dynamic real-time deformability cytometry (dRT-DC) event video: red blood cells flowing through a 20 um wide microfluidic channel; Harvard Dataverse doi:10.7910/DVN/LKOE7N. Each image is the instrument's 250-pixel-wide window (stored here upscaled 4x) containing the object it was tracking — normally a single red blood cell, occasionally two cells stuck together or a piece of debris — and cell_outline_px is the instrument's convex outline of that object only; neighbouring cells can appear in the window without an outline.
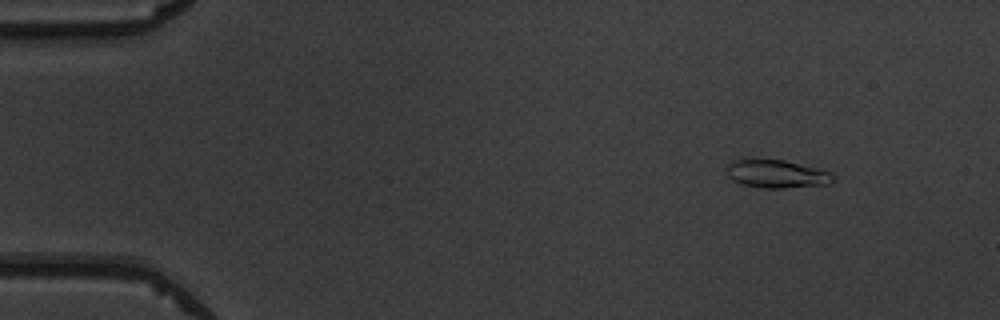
{"species": "common noctule bat (a hibernating species)", "species_latin": "Nyctalus noctula", "temperature_condition": "warm", "stored_images_in_passage": 49, "camera_frame_rate_fps": 3000, "um_per_image_px": 0.085, "animal": {"sex": "male", "body_mass_g": 19.5, "forearm_length_mm": 54.6}, "frame": {"image": 1, "passage_image": 6, "time_ms": 1.667, "image_size_px": [1000, 320], "cell_outline_px": [[836, 176], [828, 184], [784, 188], [764, 188], [740, 184], [732, 180], [728, 176], [728, 164], [732, 160], [748, 156], [784, 160], [820, 168], [832, 172]], "centroid_in_image_um": [65.98, 14.74], "position_along_channel_um": 19.0, "area_um2": 18.15}}
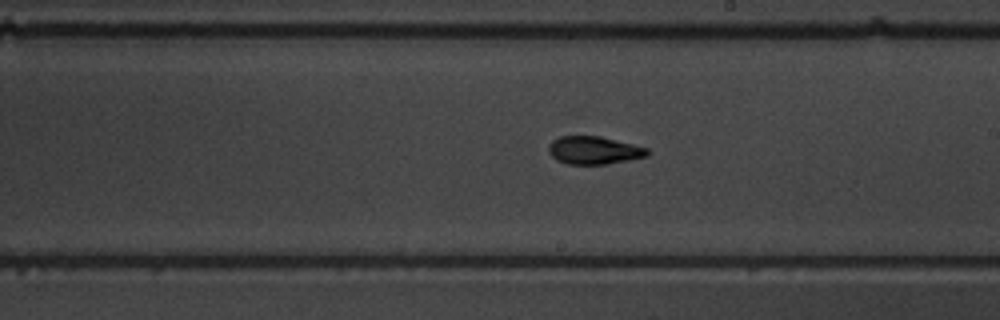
{"frame": {"image": 2, "passage_image": 30, "time_ms": 9.667, "image_size_px": [1000, 320], "cell_outline_px": [[652, 152], [648, 156], [608, 164], [568, 164], [556, 160], [548, 152], [548, 144], [552, 140], [560, 136], [600, 136], [648, 148]], "centroid_in_image_um": [50.49, 12.77], "position_along_channel_um": 238.5, "area_um2": 16.18}}
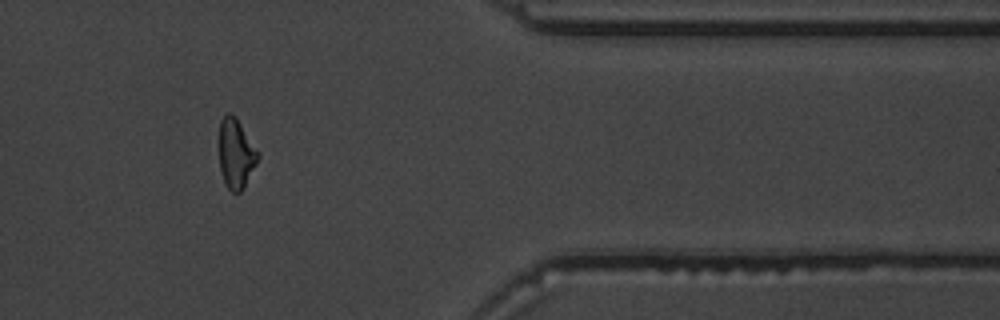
{"frame": {"image": 3, "passage_image": 43, "time_ms": 14.0, "image_size_px": [1000, 320], "cell_outline_px": [[260, 156], [256, 164], [240, 192], [232, 192], [224, 184], [220, 168], [220, 120], [224, 112], [232, 112], [236, 116], [260, 152]], "centroid_in_image_um": [20.06, 12.99], "position_along_channel_um": 391.3, "area_um2": 15.9}, "authors_computed_cell_mechanics": {"area_um2": 16.2418, "velocity_mm_per_s": 3.998, "shape_relaxation_time_tau1_ms": 5.7619, "shape_relaxation_time_tau2_ms": 1.8846, "deformation_change_tau1": 0.2026, "deformation_change_tau2": 0.0769}}